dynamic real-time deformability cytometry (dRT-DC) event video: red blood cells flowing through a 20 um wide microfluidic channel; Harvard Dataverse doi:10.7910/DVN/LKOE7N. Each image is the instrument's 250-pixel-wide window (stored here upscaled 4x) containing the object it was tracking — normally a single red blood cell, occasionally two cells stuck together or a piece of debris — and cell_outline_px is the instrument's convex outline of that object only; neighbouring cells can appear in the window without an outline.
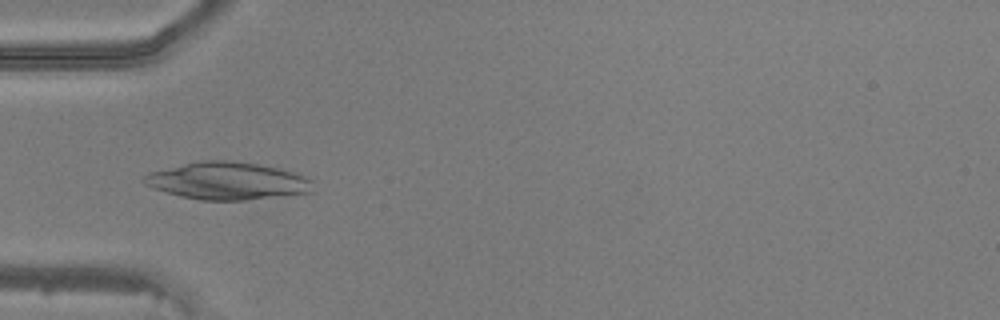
{"species": "common noctule bat (a hibernating species)", "species_latin": "Nyctalus noctula", "temperature_condition": "warm", "stored_images_in_passage": 47, "camera_frame_rate_fps": 3000, "um_per_image_px": 0.085, "animal": {"sex": "male", "body_mass_g": 20.5, "forearm_length_mm": 52.5}, "frame": {"image": 1, "passage_image": 15, "time_ms": 4.667, "image_size_px": [1000, 320], "cell_outline_px": [[312, 192], [280, 196], [244, 200], [200, 200], [180, 196], [152, 188], [144, 184], [140, 180], [148, 172], [200, 160], [228, 160], [256, 164], [276, 168], [292, 172], [304, 176], [312, 180]], "centroid_in_image_um": [19.27, 15.38], "position_along_channel_um": 65.7, "area_um2": 36.7}}
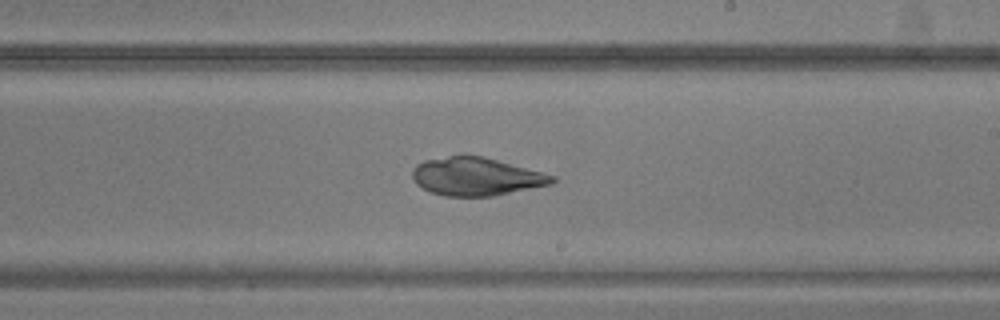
{"frame": {"image": 2, "passage_image": 28, "time_ms": 9.0, "image_size_px": [1000, 320], "cell_outline_px": [[556, 180], [552, 184], [492, 196], [444, 196], [432, 192], [416, 184], [412, 176], [412, 168], [416, 164], [424, 160], [464, 152], [484, 156], [556, 176]], "centroid_in_image_um": [40.44, 14.97], "position_along_channel_um": 248.6, "area_um2": 31.5}}
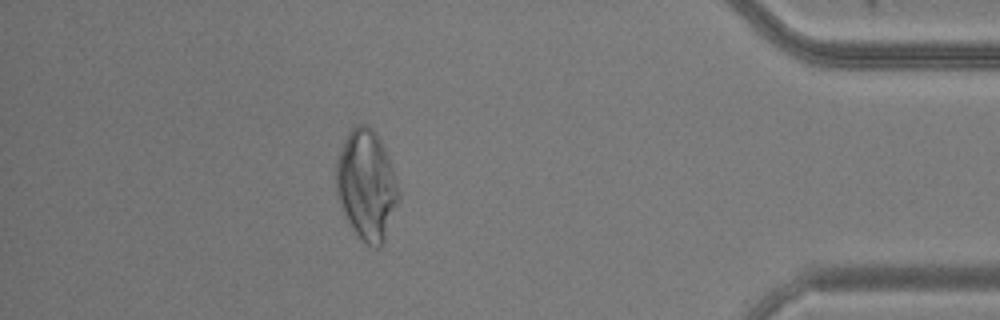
{"frame": {"image": 3, "passage_image": 42, "time_ms": 13.667, "image_size_px": [1000, 320], "cell_outline_px": [[400, 200], [384, 240], [380, 248], [376, 248], [360, 240], [348, 224], [340, 208], [336, 192], [336, 160], [348, 132], [356, 124], [368, 124], [376, 132], [388, 156], [400, 188]], "centroid_in_image_um": [31.16, 15.75], "position_along_channel_um": 404.0, "area_um2": 40.63}}